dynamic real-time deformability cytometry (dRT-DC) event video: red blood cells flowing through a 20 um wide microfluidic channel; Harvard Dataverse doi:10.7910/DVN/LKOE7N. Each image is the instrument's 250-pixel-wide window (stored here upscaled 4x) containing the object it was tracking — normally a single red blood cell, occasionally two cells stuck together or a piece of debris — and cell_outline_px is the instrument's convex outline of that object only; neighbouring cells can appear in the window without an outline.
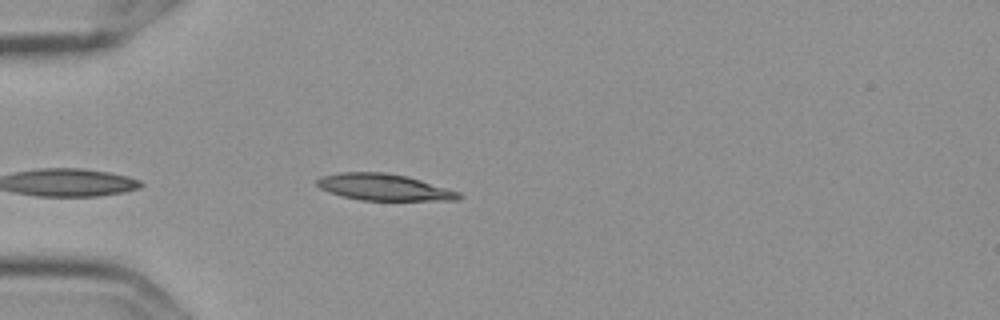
{"species": "Egyptian fruit bat (a non-hibernating species)", "species_latin": "Rousettus aegyptiacus", "temperature_condition": "cold", "stored_images_in_passage": 3, "camera_frame_rate_fps": 3000, "um_per_image_px": 0.085, "frame": {"image": 1, "passage_image": 2, "time_ms": 0.333, "image_size_px": [1000, 320], "cell_outline_px": [[464, 196], [460, 200], [360, 200], [340, 196], [320, 188], [316, 184], [316, 180], [320, 176], [340, 172], [384, 172], [408, 176], [460, 192]], "centroid_in_image_um": [32.63, 15.91], "position_along_channel_um": 52.4, "area_um2": 22.08}}